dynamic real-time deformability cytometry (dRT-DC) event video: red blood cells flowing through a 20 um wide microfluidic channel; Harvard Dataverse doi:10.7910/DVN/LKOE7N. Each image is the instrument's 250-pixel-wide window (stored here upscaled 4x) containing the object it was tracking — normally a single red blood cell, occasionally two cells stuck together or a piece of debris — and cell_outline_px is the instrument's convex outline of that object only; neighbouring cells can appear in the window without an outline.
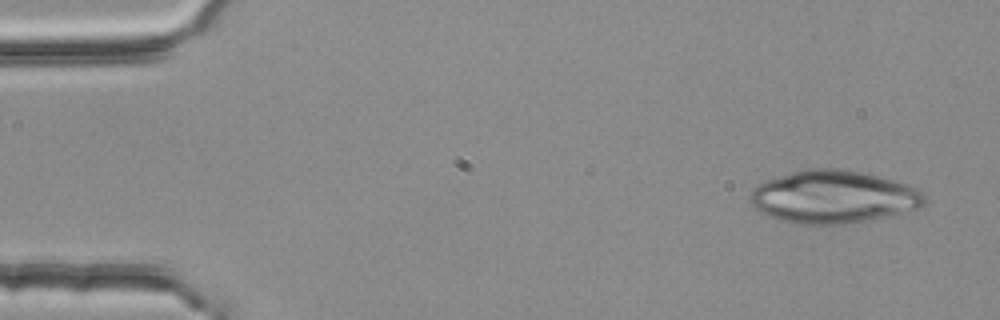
{"species": "common noctule bat (a hibernating species)", "species_latin": "Nyctalus noctula", "temperature_condition": "room temperature", "stored_images_in_passage": 5, "camera_frame_rate_fps": 3000, "um_per_image_px": 0.085, "animal": {"sex": "female", "body_mass_g": 25.1}, "frame": {"image": 1, "passage_image": 1, "time_ms": 0.0, "image_size_px": [1000, 320], "cell_outline_px": [[924, 204], [920, 208], [904, 212], [864, 220], [840, 224], [792, 224], [780, 220], [760, 212], [748, 200], [752, 192], [764, 180], [792, 172], [808, 168], [832, 168], [860, 172], [892, 180], [916, 188], [924, 192]], "centroid_in_image_um": [70.8, 16.74], "position_along_channel_um": 14.2, "area_um2": 53.0}}